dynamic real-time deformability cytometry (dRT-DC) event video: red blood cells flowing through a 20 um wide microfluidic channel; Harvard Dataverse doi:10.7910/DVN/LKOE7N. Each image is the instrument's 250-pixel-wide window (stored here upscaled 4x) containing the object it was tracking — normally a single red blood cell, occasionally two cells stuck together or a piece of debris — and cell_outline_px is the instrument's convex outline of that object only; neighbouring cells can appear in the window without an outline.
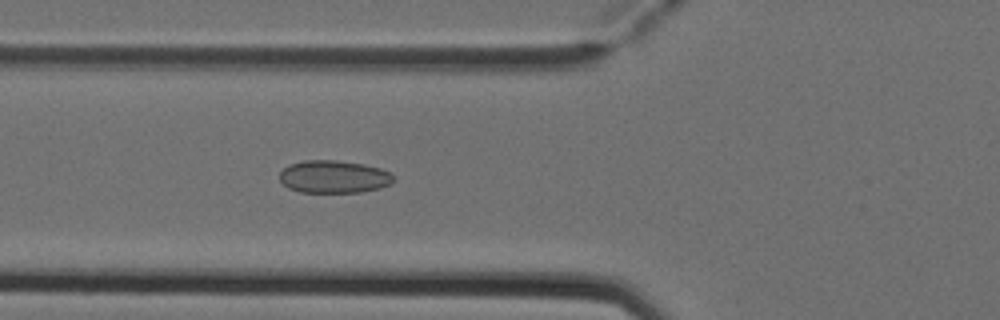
{"species": "Egyptian fruit bat (a non-hibernating species)", "species_latin": "Rousettus aegyptiacus", "temperature_condition": "cold", "stored_images_in_passage": 4, "camera_frame_rate_fps": 3000, "um_per_image_px": 0.085, "animal": {"sex": "female"}, "frame": {"image": 1, "passage_image": 4, "time_ms": 1.0, "image_size_px": [1000, 320], "cell_outline_px": [[396, 176], [388, 184], [380, 188], [360, 192], [300, 192], [288, 188], [280, 180], [280, 172], [284, 168], [292, 164], [304, 160], [336, 160], [364, 164], [380, 168], [392, 172]], "centroid_in_image_um": [28.39, 15.02], "position_along_channel_um": 97.4, "area_um2": 21.68}}